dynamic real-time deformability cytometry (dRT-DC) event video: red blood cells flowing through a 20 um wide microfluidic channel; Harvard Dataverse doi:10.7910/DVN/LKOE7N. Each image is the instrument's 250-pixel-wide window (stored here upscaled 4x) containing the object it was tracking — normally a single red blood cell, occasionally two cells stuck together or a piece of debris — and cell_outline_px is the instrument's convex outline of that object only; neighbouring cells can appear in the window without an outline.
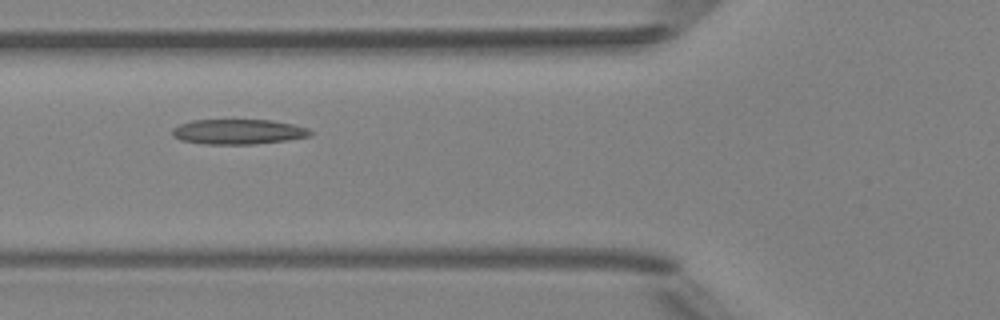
{"species": "Egyptian fruit bat (a non-hibernating species)", "species_latin": "Rousettus aegyptiacus", "temperature_condition": "room temperature", "stored_images_in_passage": 7, "camera_frame_rate_fps": 3000, "um_per_image_px": 0.085, "animal": {"sex": "female"}, "frame": {"image": 1, "passage_image": 5, "time_ms": 4.667, "image_size_px": [1000, 320], "cell_outline_px": [[312, 132], [308, 136], [288, 140], [252, 144], [204, 144], [180, 140], [172, 136], [172, 128], [180, 124], [192, 120], [272, 120], [292, 124], [308, 128]], "centroid_in_image_um": [20.21, 11.2], "position_along_channel_um": 105.6, "area_um2": 20.11}}
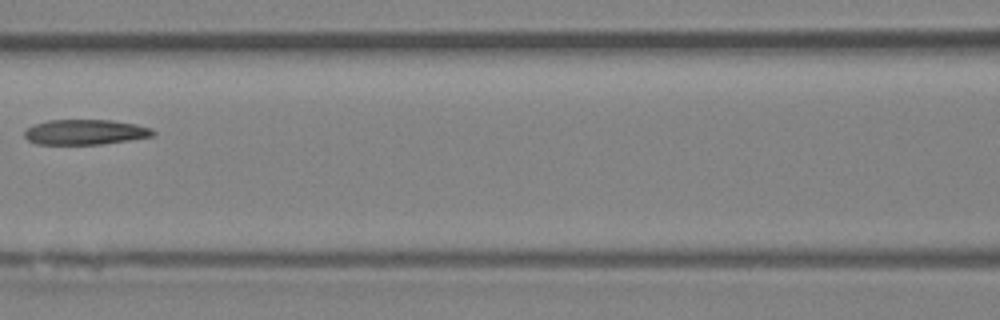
{"frame": {"image": 2, "passage_image": 6, "time_ms": 6.0, "image_size_px": [1000, 320], "cell_outline_px": [[156, 136], [104, 144], [36, 144], [28, 140], [24, 136], [24, 132], [28, 128], [36, 124], [48, 120], [112, 120], [136, 124], [152, 128], [156, 132]], "centroid_in_image_um": [7.3, 11.23], "position_along_channel_um": 159.3, "area_um2": 18.96}}
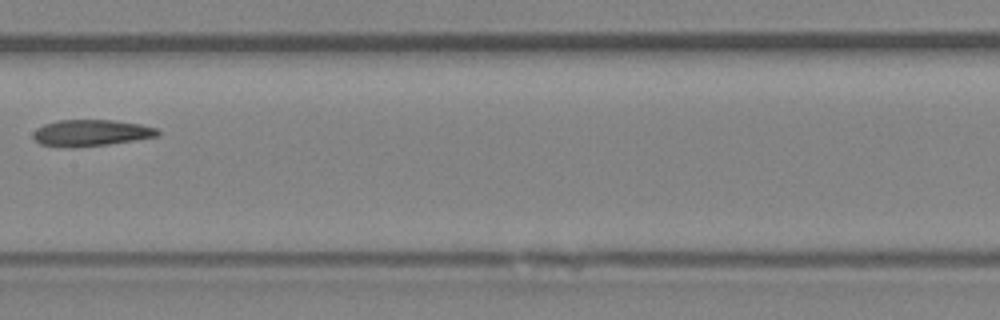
{"frame": {"image": 3, "passage_image": 7, "time_ms": 7.0, "image_size_px": [1000, 320], "cell_outline_px": [[160, 136], [136, 140], [108, 144], [72, 148], [40, 144], [32, 136], [32, 132], [36, 128], [44, 124], [56, 120], [116, 120], [140, 124], [156, 128], [160, 132]], "centroid_in_image_um": [7.73, 11.29], "position_along_channel_um": 199.7, "area_um2": 19.36}}